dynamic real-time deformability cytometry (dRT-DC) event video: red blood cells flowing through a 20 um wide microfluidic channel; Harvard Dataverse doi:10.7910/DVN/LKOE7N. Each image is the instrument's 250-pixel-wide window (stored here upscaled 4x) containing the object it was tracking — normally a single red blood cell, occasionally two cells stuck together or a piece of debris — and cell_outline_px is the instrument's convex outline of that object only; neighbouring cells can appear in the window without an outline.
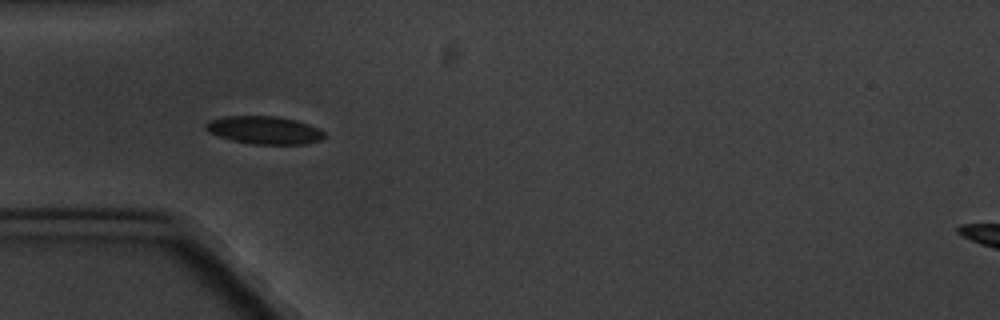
{"species": "common noctule bat (a hibernating species)", "species_latin": "Nyctalus noctula", "temperature_condition": "cold", "stored_images_in_passage": 7, "camera_frame_rate_fps": 3000, "um_per_image_px": 0.085, "animal": {"sex": "male", "body_mass_g": 20.1, "forearm_length_mm": 53.5}, "frame": {"image": 1, "passage_image": 5, "time_ms": 4.667, "image_size_px": [1000, 320], "cell_outline_px": [[324, 136], [320, 140], [304, 144], [252, 144], [232, 140], [208, 132], [204, 128], [204, 124], [208, 120], [224, 116], [276, 116], [296, 120], [308, 124], [324, 132]], "centroid_in_image_um": [22.41, 11.05], "position_along_channel_um": 62.6, "area_um2": 19.19}}